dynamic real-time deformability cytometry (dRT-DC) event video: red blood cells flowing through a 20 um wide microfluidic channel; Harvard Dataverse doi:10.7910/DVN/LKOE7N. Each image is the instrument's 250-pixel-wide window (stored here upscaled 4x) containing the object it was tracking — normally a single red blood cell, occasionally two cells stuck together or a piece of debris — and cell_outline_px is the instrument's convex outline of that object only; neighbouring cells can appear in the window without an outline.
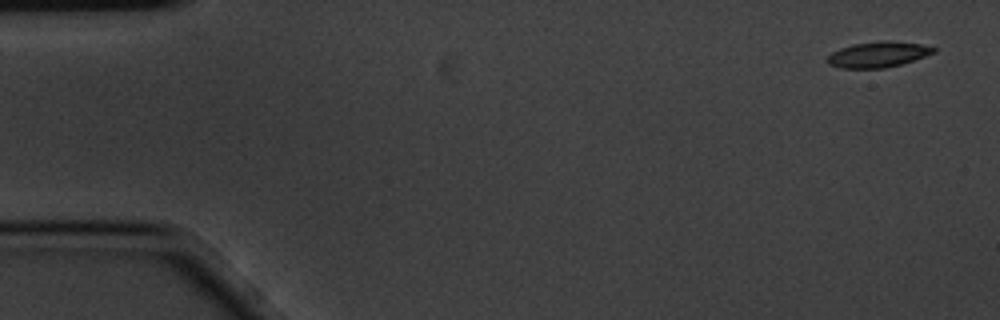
{"species": "common noctule bat (a hibernating species)", "species_latin": "Nyctalus noctula", "temperature_condition": "cold", "stored_images_in_passage": 10, "camera_frame_rate_fps": 3000, "um_per_image_px": 0.085, "animal": {"sex": "male", "body_mass_g": 20.1, "forearm_length_mm": 53.5}, "frame": {"image": 1, "passage_image": 1, "time_ms": 0.0, "image_size_px": [1000, 320], "cell_outline_px": [[936, 52], [900, 64], [884, 68], [840, 68], [828, 64], [828, 56], [832, 52], [840, 48], [852, 44], [880, 40], [888, 40], [920, 44], [936, 48]], "centroid_in_image_um": [74.61, 4.62], "position_along_channel_um": 10.4, "area_um2": 15.78}}
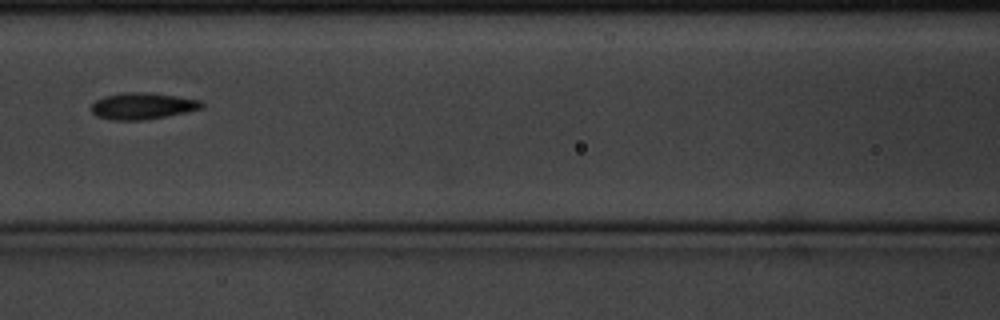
{"frame": {"image": 2, "passage_image": 6, "time_ms": 1.667, "image_size_px": [1000, 320], "cell_outline_px": [[204, 108], [144, 120], [112, 120], [96, 116], [92, 112], [92, 104], [96, 100], [104, 96], [124, 92], [148, 92], [176, 96], [200, 100], [204, 104]], "centroid_in_image_um": [12.1, 9.0], "position_along_channel_um": 154.5, "area_um2": 16.99}}
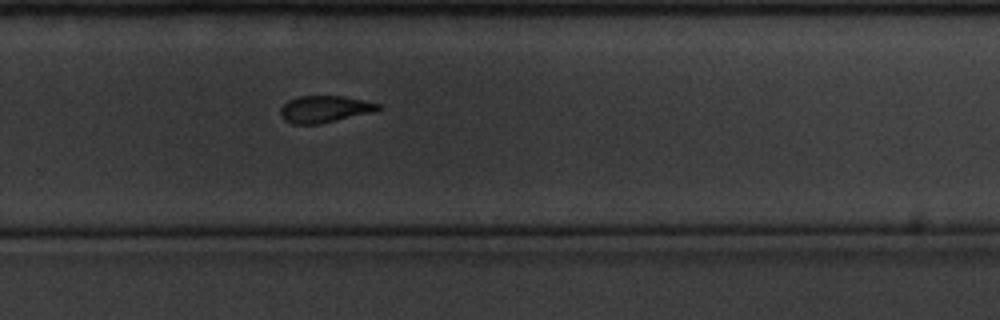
{"frame": {"image": 3, "passage_image": 10, "time_ms": 3.0, "image_size_px": [1000, 320], "cell_outline_px": [[380, 108], [376, 112], [320, 124], [292, 124], [284, 120], [280, 116], [280, 108], [288, 100], [300, 96], [344, 96], [364, 100], [380, 104]], "centroid_in_image_um": [27.6, 9.28], "position_along_channel_um": 302.2, "area_um2": 15.49}}